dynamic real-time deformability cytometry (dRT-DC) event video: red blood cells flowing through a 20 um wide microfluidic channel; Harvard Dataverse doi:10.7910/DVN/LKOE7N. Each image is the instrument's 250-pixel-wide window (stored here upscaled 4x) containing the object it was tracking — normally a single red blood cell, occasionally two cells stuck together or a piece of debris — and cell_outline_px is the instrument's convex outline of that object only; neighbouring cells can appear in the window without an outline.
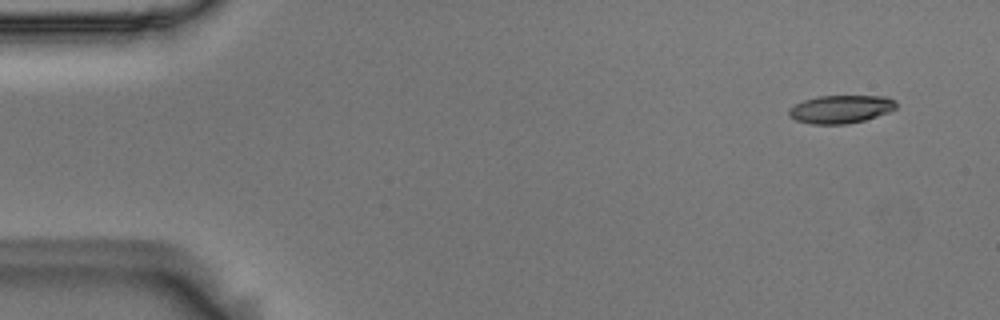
{"species": "Egyptian fruit bat (a non-hibernating species)", "species_latin": "Rousettus aegyptiacus", "temperature_condition": "room temperature", "stored_images_in_passage": 50, "camera_frame_rate_fps": 3000, "um_per_image_px": 0.085, "animal": {"sex": "male"}, "frame": {"image": 1, "passage_image": 2, "time_ms": 0.333, "image_size_px": [1000, 320], "cell_outline_px": [[896, 108], [888, 112], [864, 120], [848, 124], [812, 124], [796, 120], [788, 116], [788, 108], [804, 100], [816, 96], [888, 96], [896, 100]], "centroid_in_image_um": [71.46, 9.27], "position_along_channel_um": 13.5, "area_um2": 17.63}}
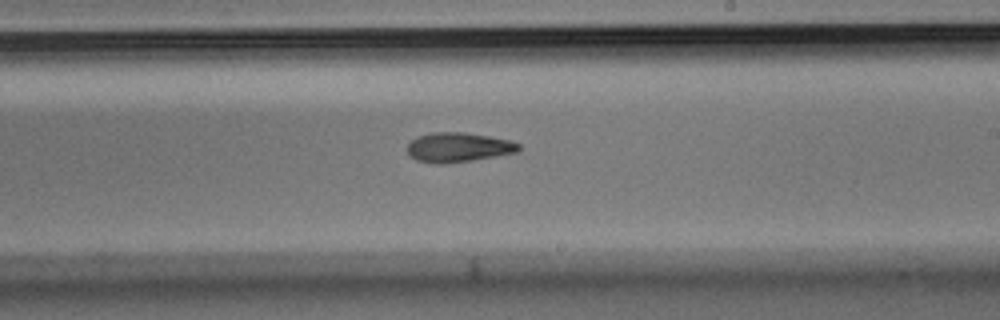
{"frame": {"image": 2, "passage_image": 30, "time_ms": 9.667, "image_size_px": [1000, 320], "cell_outline_px": [[520, 148], [516, 152], [472, 160], [440, 164], [416, 160], [408, 152], [408, 144], [416, 136], [432, 132], [464, 132], [488, 136], [508, 140], [520, 144]], "centroid_in_image_um": [38.93, 12.51], "position_along_channel_um": 250.1, "area_um2": 18.9}}
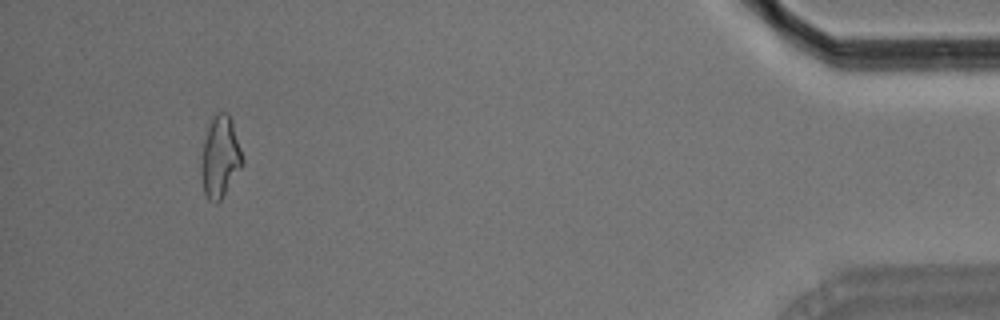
{"frame": {"image": 3, "passage_image": 49, "time_ms": 16.0, "image_size_px": [1000, 320], "cell_outline_px": [[244, 164], [220, 200], [216, 204], [208, 200], [204, 192], [200, 172], [200, 164], [204, 140], [208, 128], [216, 112], [228, 112], [232, 120], [244, 160]], "centroid_in_image_um": [18.71, 13.36], "position_along_channel_um": 416.5, "area_um2": 19.59}}